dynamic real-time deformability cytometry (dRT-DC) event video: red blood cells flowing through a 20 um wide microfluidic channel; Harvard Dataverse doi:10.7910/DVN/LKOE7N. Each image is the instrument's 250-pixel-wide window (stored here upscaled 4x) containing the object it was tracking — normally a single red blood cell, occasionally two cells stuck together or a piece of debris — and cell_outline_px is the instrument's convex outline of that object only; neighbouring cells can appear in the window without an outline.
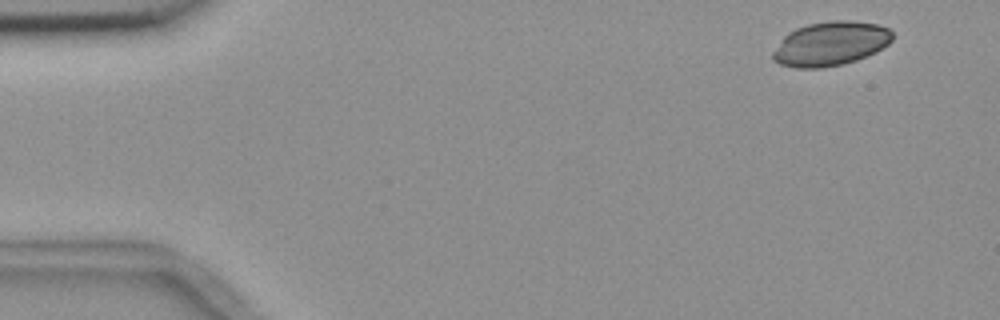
{"species": "common noctule bat (a hibernating species)", "species_latin": "Nyctalus noctula", "temperature_condition": "room temperature", "stored_images_in_passage": 4, "camera_frame_rate_fps": 3000, "um_per_image_px": 0.085, "animal": {"sex": "female", "body_mass_g": 18.4}, "frame": {"image": 1, "passage_image": 1, "time_ms": 0.0, "image_size_px": [1000, 320], "cell_outline_px": [[892, 40], [888, 44], [876, 52], [856, 60], [840, 64], [820, 68], [796, 68], [780, 64], [772, 60], [772, 52], [784, 36], [788, 32], [796, 28], [808, 24], [828, 20], [852, 20], [880, 24], [888, 28], [892, 32]], "centroid_in_image_um": [70.59, 3.7], "position_along_channel_um": 14.4, "area_um2": 30.92}}